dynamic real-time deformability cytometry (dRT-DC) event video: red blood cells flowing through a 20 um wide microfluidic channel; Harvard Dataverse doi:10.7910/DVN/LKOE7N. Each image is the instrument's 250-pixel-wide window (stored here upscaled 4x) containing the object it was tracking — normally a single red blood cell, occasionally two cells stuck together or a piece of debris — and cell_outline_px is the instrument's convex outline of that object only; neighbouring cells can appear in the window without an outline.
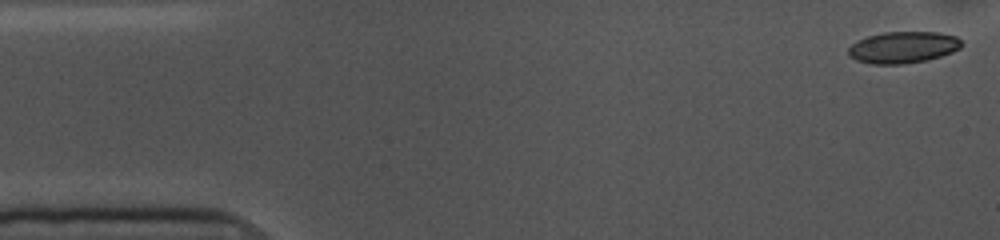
{"species": "common noctule bat (a hibernating species)", "species_latin": "Nyctalus noctula", "temperature_condition": "cold", "stored_images_in_passage": 54, "camera_frame_rate_fps": 3000, "um_per_image_px": 0.085, "animal": {"sex": "female", "body_mass_g": 10.0, "forearm_length_mm": 53.1}, "frame": {"image": 1, "passage_image": 1, "time_ms": 0.0, "image_size_px": [1000, 240], "cell_outline_px": [[964, 44], [960, 48], [952, 52], [940, 56], [924, 60], [904, 64], [872, 64], [856, 60], [848, 56], [848, 48], [856, 40], [868, 36], [884, 32], [940, 32], [956, 36]], "centroid_in_image_um": [76.75, 4.02], "position_along_channel_um": 8.3, "area_um2": 20.92}}
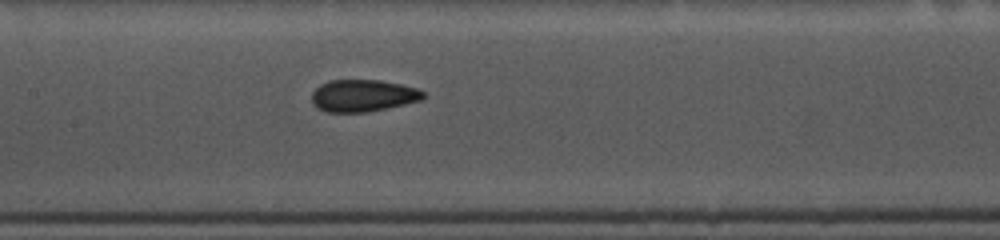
{"frame": {"image": 2, "passage_image": 24, "time_ms": 7.667, "image_size_px": [1000, 240], "cell_outline_px": [[424, 96], [420, 100], [388, 108], [368, 112], [324, 112], [316, 108], [312, 104], [312, 92], [320, 84], [328, 80], [380, 80], [400, 84], [416, 88], [424, 92]], "centroid_in_image_um": [30.8, 8.13], "position_along_channel_um": 176.6, "area_um2": 20.92}}
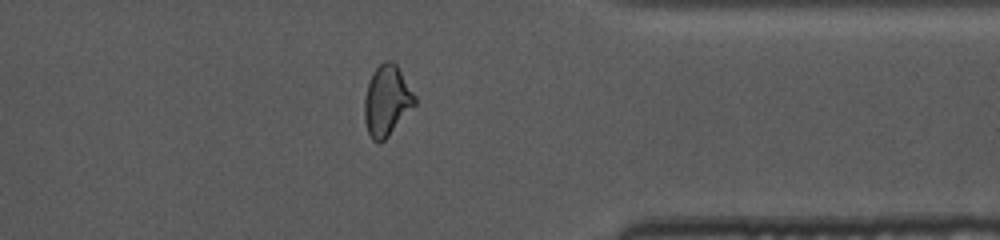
{"frame": {"image": 3, "passage_image": 42, "time_ms": 13.667, "image_size_px": [1000, 240], "cell_outline_px": [[416, 104], [388, 136], [380, 144], [372, 140], [368, 132], [364, 120], [364, 100], [368, 84], [372, 72], [384, 60], [392, 60], [396, 64], [416, 96]], "centroid_in_image_um": [32.87, 8.56], "position_along_channel_um": 378.5, "area_um2": 20.69}, "authors_computed_cell_mechanics": {"area_um2": 20.9525, "velocity_mm_per_s": 3.5862, "shape_relaxation_time_tau1_ms": 5.4413, "shape_relaxation_time_tau2_ms": 1.9809, "deformation_change_tau1": 0.126, "deformation_change_tau2": 0.069}}